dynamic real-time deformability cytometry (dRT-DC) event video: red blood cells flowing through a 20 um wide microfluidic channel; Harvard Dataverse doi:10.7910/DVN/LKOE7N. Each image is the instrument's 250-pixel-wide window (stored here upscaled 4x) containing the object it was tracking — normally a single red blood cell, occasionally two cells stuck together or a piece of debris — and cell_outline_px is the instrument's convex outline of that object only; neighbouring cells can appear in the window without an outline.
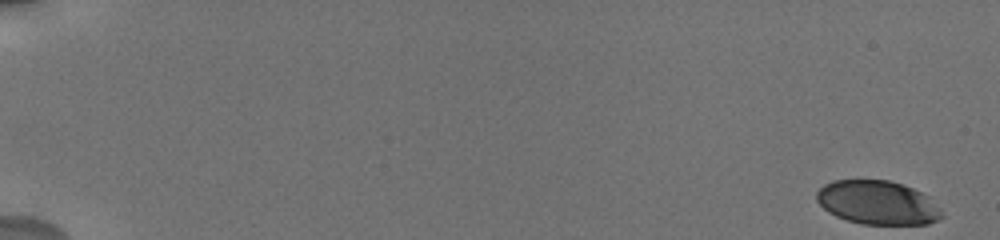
{"species": "human", "species_latin": "Homo sapiens", "temperature_condition": "cold", "stored_images_in_passage": 27, "camera_frame_rate_fps": 3000, "um_per_image_px": 0.085, "donor": {"sex": "male"}, "frame": {"image": 1, "passage_image": 1, "time_ms": 0.0, "image_size_px": [1000, 240], "cell_outline_px": [[944, 216], [928, 224], [860, 224], [836, 216], [828, 212], [816, 200], [816, 192], [824, 184], [836, 180], [888, 180], [912, 188], [928, 196], [944, 212]], "centroid_in_image_um": [74.6, 17.23], "position_along_channel_um": 10.4, "area_um2": 31.91}}
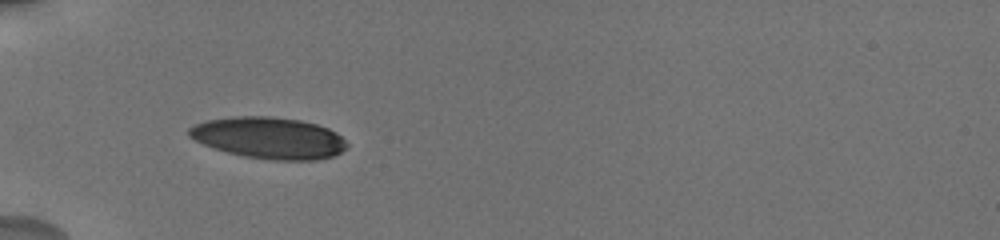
{"frame": {"image": 2, "passage_image": 21, "time_ms": 6.333, "image_size_px": [1000, 240], "cell_outline_px": [[348, 148], [332, 156], [320, 160], [272, 160], [244, 156], [228, 152], [204, 144], [188, 136], [188, 128], [196, 124], [208, 120], [236, 116], [268, 116], [300, 120], [316, 124], [328, 128], [336, 132], [348, 144]], "centroid_in_image_um": [22.89, 11.72], "position_along_channel_um": 62.1, "area_um2": 38.03}}
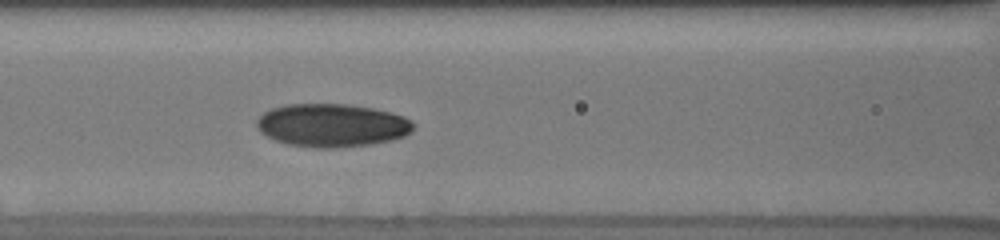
{"frame": {"image": 3, "passage_image": 27, "time_ms": 8.667, "image_size_px": [1000, 240], "cell_outline_px": [[416, 124], [404, 136], [392, 140], [372, 144], [332, 148], [316, 148], [288, 144], [276, 140], [260, 132], [256, 128], [256, 120], [264, 112], [272, 108], [288, 104], [348, 104], [372, 108], [404, 116], [412, 120]], "centroid_in_image_um": [28.21, 10.65], "position_along_channel_um": 138.4, "area_um2": 39.36}}